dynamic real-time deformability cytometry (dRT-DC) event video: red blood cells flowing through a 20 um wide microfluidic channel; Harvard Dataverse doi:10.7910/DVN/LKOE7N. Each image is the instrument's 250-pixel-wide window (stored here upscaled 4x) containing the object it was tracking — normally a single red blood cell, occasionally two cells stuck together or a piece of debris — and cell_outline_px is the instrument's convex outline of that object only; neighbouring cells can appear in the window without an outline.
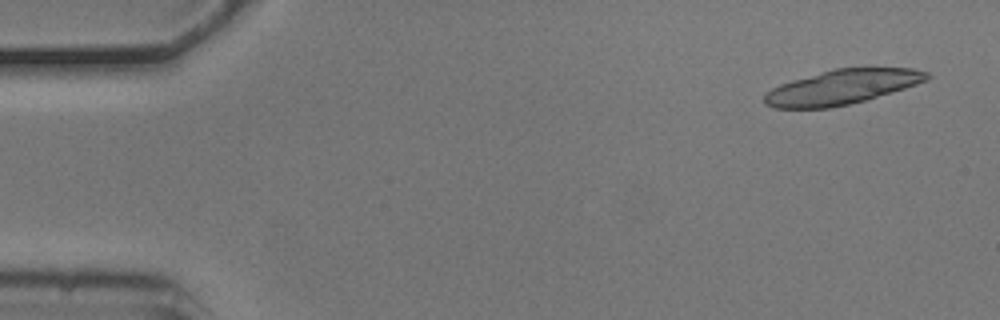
{"species": "common noctule bat (a hibernating species)", "species_latin": "Nyctalus noctula", "temperature_condition": "cold", "stored_images_in_passage": 6, "camera_frame_rate_fps": 3000, "um_per_image_px": 0.085, "animal": {"sex": "male", "body_mass_g": 20.5, "forearm_length_mm": 52.5}, "frame": {"image": 1, "passage_image": 1, "time_ms": 0.0, "image_size_px": [1000, 320], "cell_outline_px": [[932, 76], [928, 80], [892, 92], [864, 100], [832, 108], [776, 108], [764, 104], [764, 92], [780, 84], [792, 80], [836, 68], [912, 68], [928, 72]], "centroid_in_image_um": [71.55, 7.4], "position_along_channel_um": 13.4, "area_um2": 32.6}}